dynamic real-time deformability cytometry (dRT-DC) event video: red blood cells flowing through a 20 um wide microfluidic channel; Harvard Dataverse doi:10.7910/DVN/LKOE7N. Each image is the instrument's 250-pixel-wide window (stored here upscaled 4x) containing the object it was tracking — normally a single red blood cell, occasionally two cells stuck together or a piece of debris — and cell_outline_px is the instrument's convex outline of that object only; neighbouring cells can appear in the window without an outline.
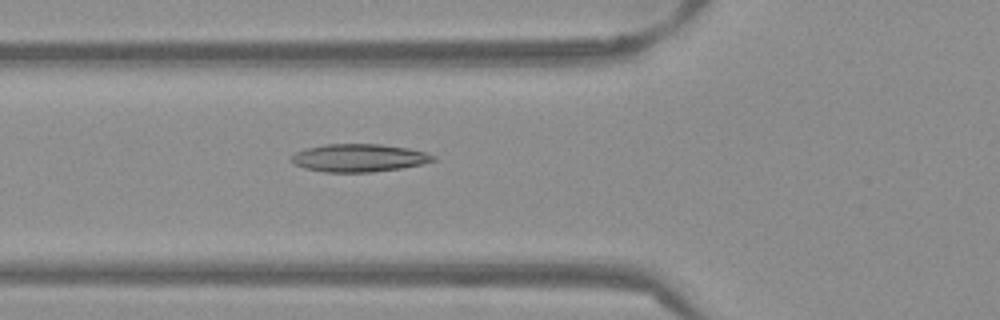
{"species": "Egyptian fruit bat (a non-hibernating species)", "species_latin": "Rousettus aegyptiacus", "temperature_condition": "warm", "stored_images_in_passage": 34, "camera_frame_rate_fps": 3000, "um_per_image_px": 0.085, "frame": {"image": 1, "passage_image": 3, "time_ms": 0.667, "image_size_px": [1000, 320], "cell_outline_px": [[436, 160], [420, 164], [400, 168], [372, 172], [324, 172], [304, 168], [292, 164], [288, 160], [288, 156], [296, 152], [308, 148], [324, 144], [380, 144], [408, 148], [424, 152], [436, 156]], "centroid_in_image_um": [30.44, 13.42], "position_along_channel_um": 95.4, "area_um2": 23.12}}
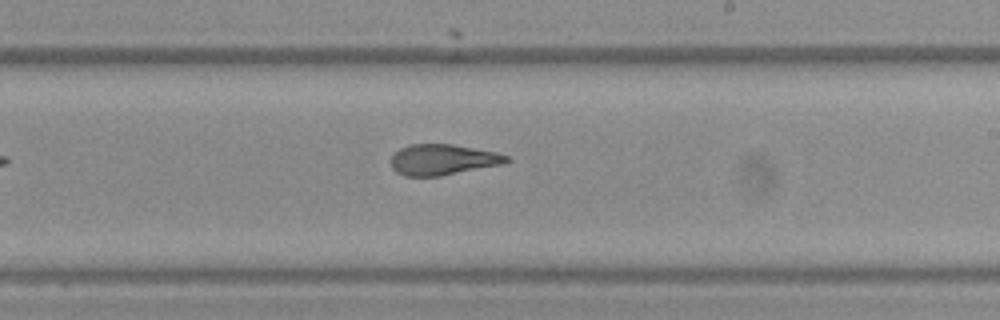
{"frame": {"image": 2, "passage_image": 15, "time_ms": 4.667, "image_size_px": [1000, 320], "cell_outline_px": [[512, 160], [504, 164], [440, 176], [404, 176], [396, 172], [392, 168], [392, 156], [400, 148], [412, 144], [452, 144], [496, 152], [508, 156]], "centroid_in_image_um": [37.66, 13.57], "position_along_channel_um": 251.3, "area_um2": 20.69}}
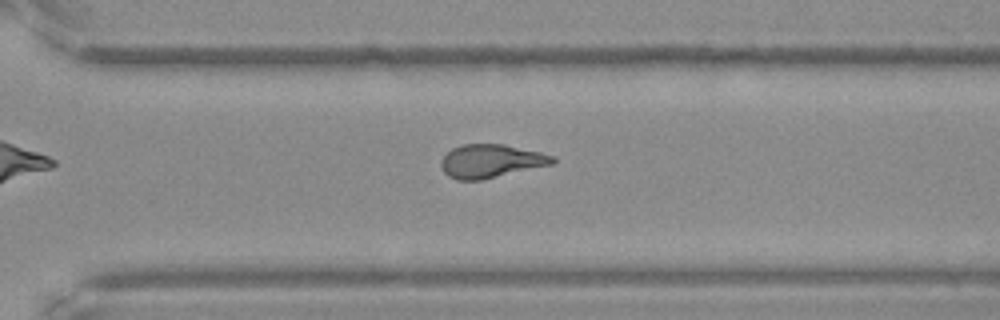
{"frame": {"image": 3, "passage_image": 21, "time_ms": 6.667, "image_size_px": [1000, 320], "cell_outline_px": [[556, 160], [552, 164], [480, 180], [456, 180], [448, 176], [444, 172], [440, 164], [440, 160], [452, 148], [460, 144], [504, 144], [540, 152], [556, 156]], "centroid_in_image_um": [41.71, 13.68], "position_along_channel_um": 328.9, "area_um2": 21.68}, "authors_computed_cell_mechanics": {"area_um2": 21.6172, "velocity_mm_per_s": 3.8847, "shape_relaxation_time_tau1_ms": null, "shape_relaxation_time_tau2_ms": 1.8737, "deformation_change_tau1": null, "deformation_change_tau2": 0.095}}